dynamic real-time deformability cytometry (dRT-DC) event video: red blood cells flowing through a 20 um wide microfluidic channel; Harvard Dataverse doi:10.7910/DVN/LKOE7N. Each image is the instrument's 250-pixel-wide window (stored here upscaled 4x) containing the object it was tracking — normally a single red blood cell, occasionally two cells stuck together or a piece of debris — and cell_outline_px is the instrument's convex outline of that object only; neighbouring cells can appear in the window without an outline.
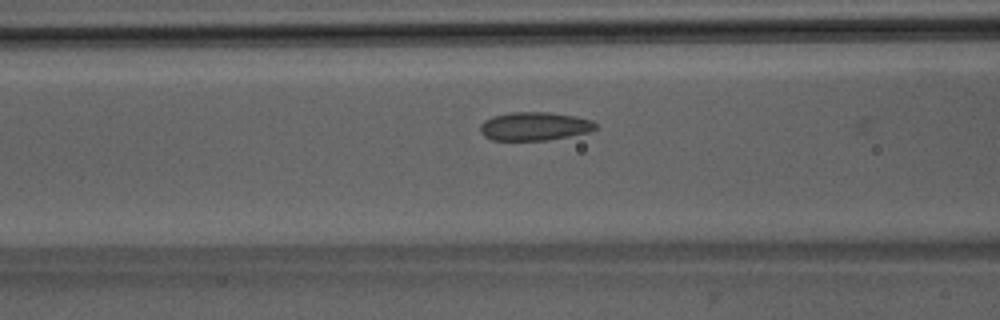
{"species": "Egyptian fruit bat (a non-hibernating species)", "species_latin": "Rousettus aegyptiacus", "temperature_condition": "room temperature", "stored_images_in_passage": 44, "camera_frame_rate_fps": 3000, "um_per_image_px": 0.085, "animal": {"sex": "male"}, "frame": {"image": 1, "passage_image": 13, "time_ms": 4.0, "image_size_px": [1000, 320], "cell_outline_px": [[596, 128], [588, 132], [548, 140], [492, 140], [484, 136], [480, 132], [480, 124], [484, 120], [492, 116], [512, 112], [548, 112], [576, 116], [592, 120], [596, 124]], "centroid_in_image_um": [45.4, 10.73], "position_along_channel_um": 121.2, "area_um2": 19.13}}
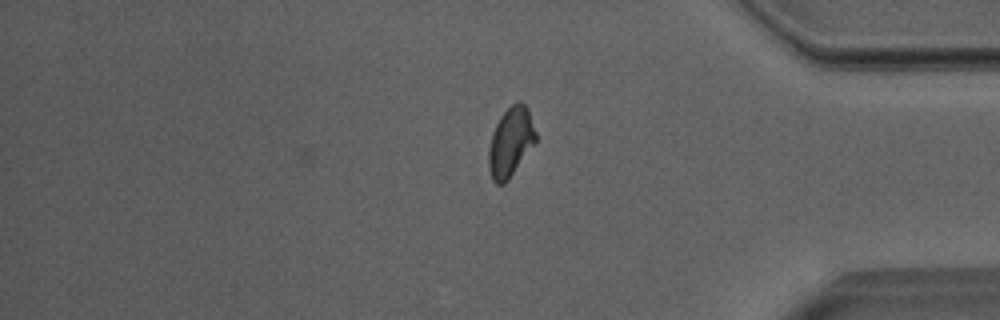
{"frame": {"image": 2, "passage_image": 35, "time_ms": 11.333, "image_size_px": [1000, 320], "cell_outline_px": [[536, 140], [508, 180], [504, 184], [496, 184], [492, 180], [488, 168], [488, 148], [492, 132], [500, 116], [512, 104], [520, 100], [528, 108], [536, 132]], "centroid_in_image_um": [43.37, 12.07], "position_along_channel_um": 391.8, "area_um2": 18.96}}
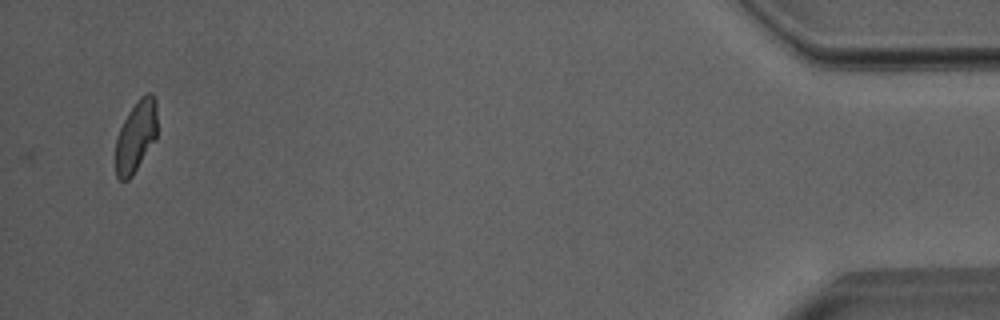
{"frame": {"image": 3, "passage_image": 42, "time_ms": 13.667, "image_size_px": [1000, 320], "cell_outline_px": [[156, 136], [132, 176], [128, 180], [120, 180], [116, 176], [116, 140], [120, 128], [128, 112], [140, 96], [148, 92], [152, 92], [156, 100]], "centroid_in_image_um": [11.54, 11.55], "position_along_channel_um": 423.7, "area_um2": 17.05}, "authors_computed_cell_mechanics": {"area_um2": 18.7561, "velocity_mm_per_s": 3.9886, "shape_relaxation_time_tau1_ms": null, "shape_relaxation_time_tau2_ms": 1.9693, "deformation_change_tau1": null, "deformation_change_tau2": 0.0642}}